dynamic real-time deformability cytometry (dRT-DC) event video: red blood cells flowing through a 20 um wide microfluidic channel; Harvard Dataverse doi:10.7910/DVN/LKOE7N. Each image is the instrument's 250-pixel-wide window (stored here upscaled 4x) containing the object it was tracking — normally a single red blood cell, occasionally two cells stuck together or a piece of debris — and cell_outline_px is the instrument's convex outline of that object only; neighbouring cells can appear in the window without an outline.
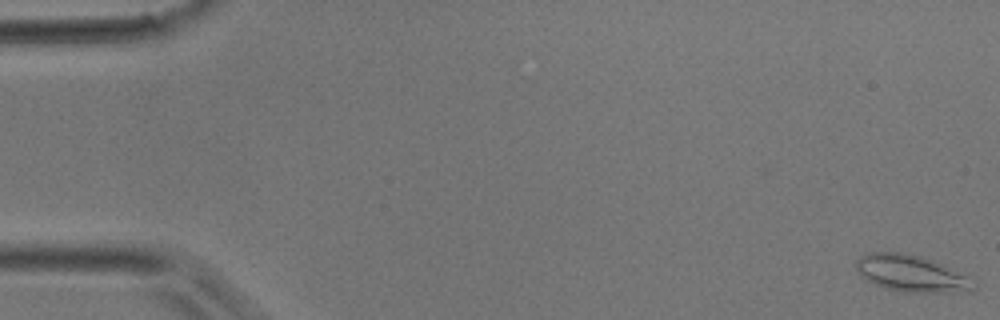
{"species": "common noctule bat (a hibernating species)", "species_latin": "Nyctalus noctula", "temperature_condition": "room temperature", "stored_images_in_passage": 5, "camera_frame_rate_fps": 3000, "um_per_image_px": 0.085, "animal": {"sex": "male", "body_mass_g": 17.9}, "frame": {"image": 1, "passage_image": 1, "time_ms": 0.0, "image_size_px": [1000, 320], "cell_outline_px": [[976, 288], [972, 292], [904, 292], [884, 288], [860, 276], [856, 272], [856, 260], [860, 256], [868, 252], [904, 252], [920, 256], [944, 264], [968, 276], [976, 284]], "centroid_in_image_um": [77.48, 23.24], "position_along_channel_um": 7.5, "area_um2": 25.43}}
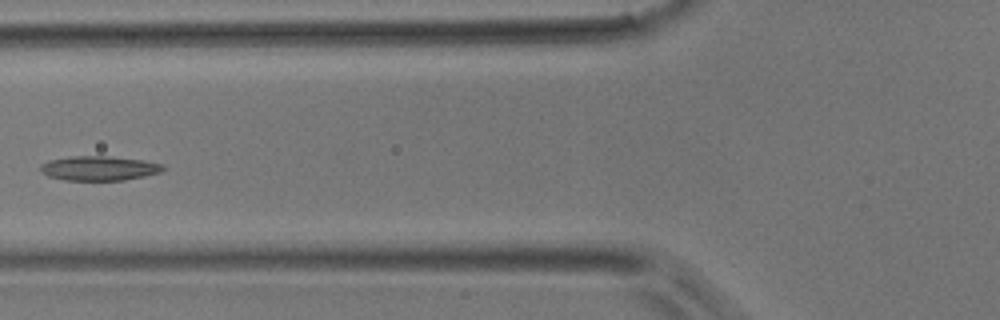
{"frame": {"image": 2, "passage_image": 5, "time_ms": 1.333, "image_size_px": [1000, 320], "cell_outline_px": [[164, 168], [160, 172], [144, 176], [124, 180], [64, 180], [48, 176], [40, 172], [40, 164], [48, 160], [72, 156], [104, 156], [144, 160], [164, 164]], "centroid_in_image_um": [8.39, 14.3], "position_along_channel_um": 117.4, "area_um2": 17.51}}